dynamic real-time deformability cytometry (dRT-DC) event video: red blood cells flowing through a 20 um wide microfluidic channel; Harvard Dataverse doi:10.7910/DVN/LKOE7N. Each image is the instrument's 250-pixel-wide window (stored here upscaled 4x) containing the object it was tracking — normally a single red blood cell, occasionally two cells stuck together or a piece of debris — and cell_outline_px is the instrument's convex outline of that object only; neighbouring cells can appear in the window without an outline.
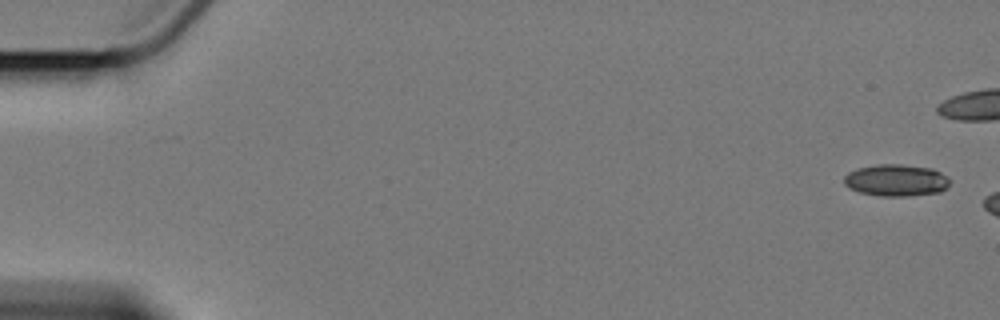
{"species": "Egyptian fruit bat (a non-hibernating species)", "species_latin": "Rousettus aegyptiacus", "temperature_condition": "cold", "stored_images_in_passage": 3, "camera_frame_rate_fps": 3000, "um_per_image_px": 0.085, "animal": {"sex": "female"}, "frame": {"image": 1, "passage_image": 1, "time_ms": 0.0, "image_size_px": [1000, 320], "cell_outline_px": [[952, 180], [940, 192], [908, 196], [880, 196], [860, 192], [848, 188], [844, 184], [844, 176], [848, 172], [856, 168], [876, 164], [900, 164], [932, 168], [948, 176]], "centroid_in_image_um": [76.16, 15.31], "position_along_channel_um": 8.8, "area_um2": 19.83}}